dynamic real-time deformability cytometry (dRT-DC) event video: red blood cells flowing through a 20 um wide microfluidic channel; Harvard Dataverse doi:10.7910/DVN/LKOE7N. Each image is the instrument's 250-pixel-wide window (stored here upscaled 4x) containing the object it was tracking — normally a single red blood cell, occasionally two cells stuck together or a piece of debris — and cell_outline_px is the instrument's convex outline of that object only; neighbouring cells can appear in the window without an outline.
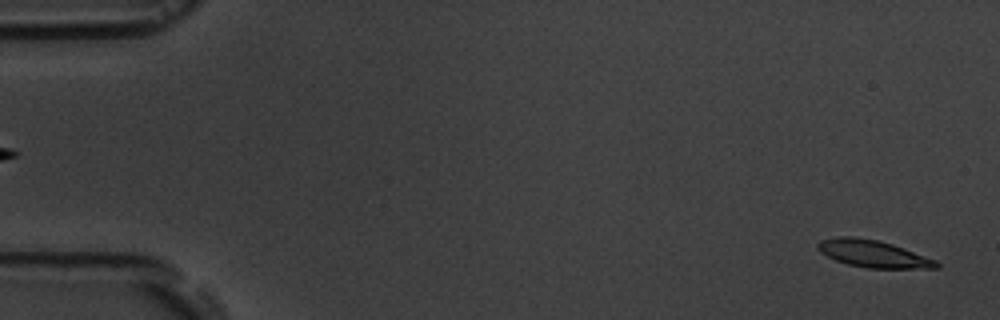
{"species": "common noctule bat (a hibernating species)", "species_latin": "Nyctalus noctula", "temperature_condition": "room temperature", "stored_images_in_passage": 5, "camera_frame_rate_fps": 3000, "um_per_image_px": 0.085, "animal": {"sex": "male", "body_mass_g": 19.5, "forearm_length_mm": 54.6}, "frame": {"image": 1, "passage_image": 5, "time_ms": 5.333, "image_size_px": [1000, 320], "cell_outline_px": [[940, 268], [868, 268], [848, 264], [836, 260], [820, 252], [816, 248], [816, 244], [820, 240], [836, 236], [852, 236], [880, 240], [904, 248], [936, 260], [940, 264]], "centroid_in_image_um": [74.2, 21.55], "position_along_channel_um": 10.8, "area_um2": 18.84}}